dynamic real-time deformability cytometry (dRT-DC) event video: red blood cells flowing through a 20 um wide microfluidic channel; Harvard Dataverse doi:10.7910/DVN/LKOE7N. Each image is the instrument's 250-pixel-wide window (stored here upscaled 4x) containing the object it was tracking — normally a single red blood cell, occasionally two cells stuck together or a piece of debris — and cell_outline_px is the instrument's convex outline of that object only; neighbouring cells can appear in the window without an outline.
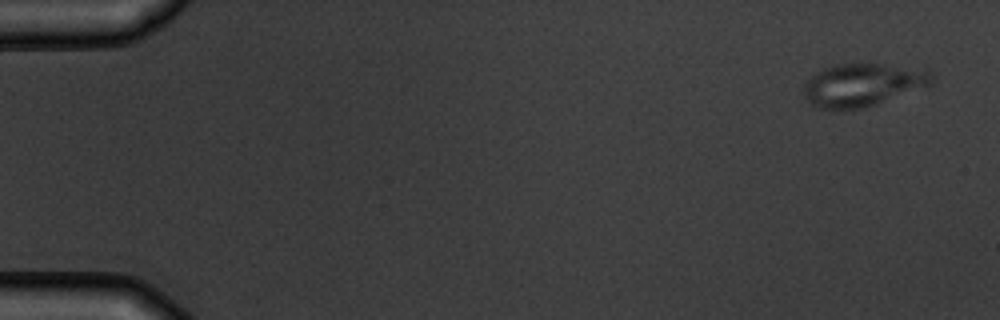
{"species": "common noctule bat (a hibernating species)", "species_latin": "Nyctalus noctula", "temperature_condition": "warm", "stored_images_in_passage": 5, "camera_frame_rate_fps": 3000, "um_per_image_px": 0.085, "animal": {"sex": "male", "body_mass_g": 19.5, "forearm_length_mm": 54.6}, "frame": {"image": 1, "passage_image": 1, "time_ms": 0.0, "image_size_px": [1000, 320], "cell_outline_px": [[932, 84], [864, 108], [820, 108], [812, 104], [804, 96], [804, 84], [816, 72], [824, 68], [836, 64], [880, 64], [928, 68], [932, 72]], "centroid_in_image_um": [73.36, 7.18], "position_along_channel_um": 11.6, "area_um2": 31.62}}